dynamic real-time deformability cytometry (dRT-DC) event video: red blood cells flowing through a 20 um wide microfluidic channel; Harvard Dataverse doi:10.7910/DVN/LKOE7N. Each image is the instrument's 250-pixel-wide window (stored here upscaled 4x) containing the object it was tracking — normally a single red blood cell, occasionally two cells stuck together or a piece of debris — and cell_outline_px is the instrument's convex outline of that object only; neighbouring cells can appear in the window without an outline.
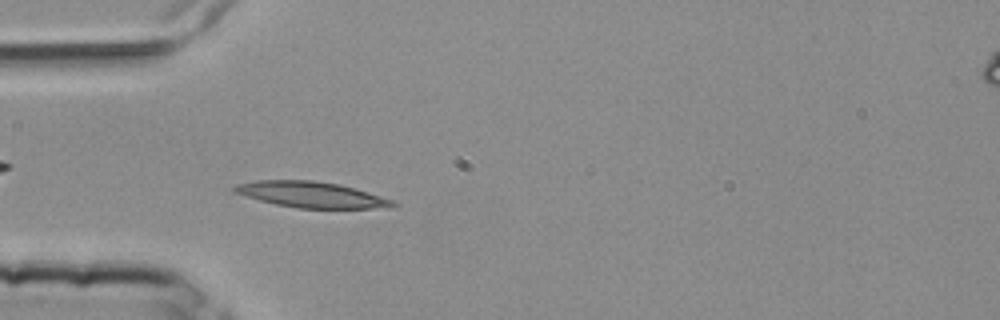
{"species": "common noctule bat (a hibernating species)", "species_latin": "Nyctalus noctula", "temperature_condition": "room temperature", "stored_images_in_passage": 4, "camera_frame_rate_fps": 3000, "um_per_image_px": 0.085, "animal": {"sex": "female", "body_mass_g": 25.1}, "frame": {"image": 1, "passage_image": 4, "time_ms": 1.0, "image_size_px": [1000, 320], "cell_outline_px": [[400, 204], [388, 208], [296, 208], [276, 204], [260, 200], [232, 192], [232, 184], [256, 180], [312, 180], [340, 184], [356, 188], [392, 200]], "centroid_in_image_um": [26.43, 16.53], "position_along_channel_um": 58.6, "area_um2": 24.04}}